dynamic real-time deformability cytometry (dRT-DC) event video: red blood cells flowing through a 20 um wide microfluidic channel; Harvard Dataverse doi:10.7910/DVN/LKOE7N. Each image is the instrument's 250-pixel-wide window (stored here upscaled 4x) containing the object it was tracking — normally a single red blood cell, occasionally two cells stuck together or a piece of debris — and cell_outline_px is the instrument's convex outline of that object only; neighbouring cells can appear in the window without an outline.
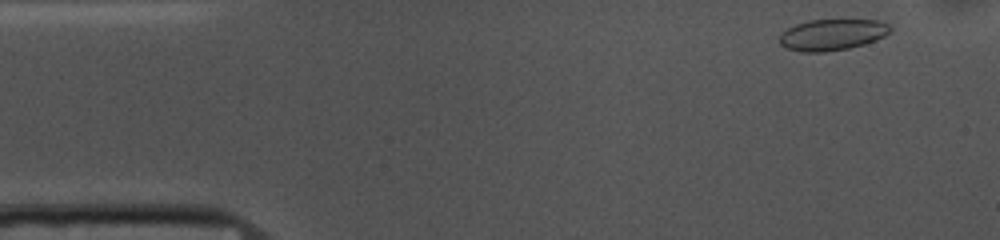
{"species": "common noctule bat (a hibernating species)", "species_latin": "Nyctalus noctula", "temperature_condition": "cold", "stored_images_in_passage": 51, "camera_frame_rate_fps": 3000, "um_per_image_px": 0.085, "animal": {"sex": "female", "body_mass_g": 10.0, "forearm_length_mm": 53.1}, "frame": {"image": 1, "passage_image": 2, "time_ms": 0.333, "image_size_px": [1000, 240], "cell_outline_px": [[892, 28], [884, 36], [876, 40], [864, 44], [848, 48], [824, 52], [800, 52], [788, 48], [780, 44], [780, 32], [796, 24], [808, 20], [880, 20], [888, 24]], "centroid_in_image_um": [70.72, 2.94], "position_along_channel_um": 14.3, "area_um2": 20.11}}
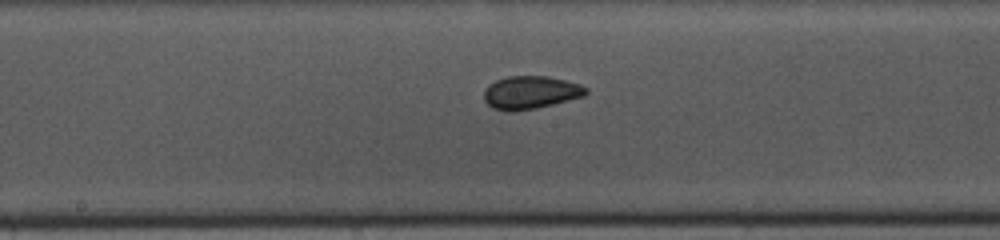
{"frame": {"image": 2, "passage_image": 24, "time_ms": 7.667, "image_size_px": [1000, 240], "cell_outline_px": [[588, 92], [584, 96], [536, 108], [512, 112], [508, 112], [492, 108], [484, 100], [484, 92], [488, 84], [496, 80], [508, 76], [548, 76], [580, 84], [588, 88]], "centroid_in_image_um": [45.08, 7.86], "position_along_channel_um": 203.1, "area_um2": 19.65}}
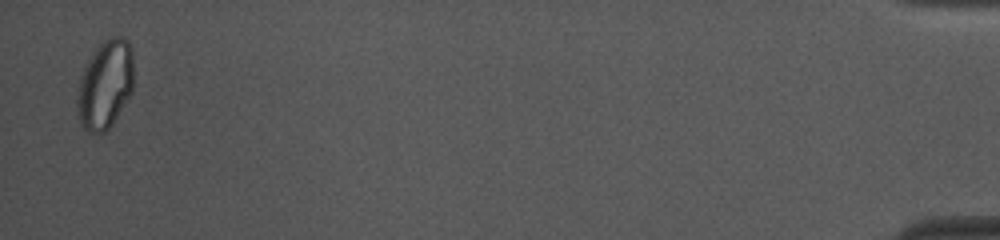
{"frame": {"image": 3, "passage_image": 50, "time_ms": 16.333, "image_size_px": [1000, 240], "cell_outline_px": [[132, 92], [112, 124], [104, 132], [88, 132], [84, 128], [80, 120], [76, 104], [76, 100], [80, 76], [92, 52], [108, 36], [124, 36], [128, 40], [132, 48]], "centroid_in_image_um": [8.94, 7.14], "position_along_channel_um": 426.3, "area_um2": 29.13}, "authors_computed_cell_mechanics": {"area_um2": 19.9988, "velocity_mm_per_s": 3.6879, "shape_relaxation_time_tau1_ms": null, "shape_relaxation_time_tau2_ms": 1.4642, "deformation_change_tau1": null, "deformation_change_tau2": 0.0651}}